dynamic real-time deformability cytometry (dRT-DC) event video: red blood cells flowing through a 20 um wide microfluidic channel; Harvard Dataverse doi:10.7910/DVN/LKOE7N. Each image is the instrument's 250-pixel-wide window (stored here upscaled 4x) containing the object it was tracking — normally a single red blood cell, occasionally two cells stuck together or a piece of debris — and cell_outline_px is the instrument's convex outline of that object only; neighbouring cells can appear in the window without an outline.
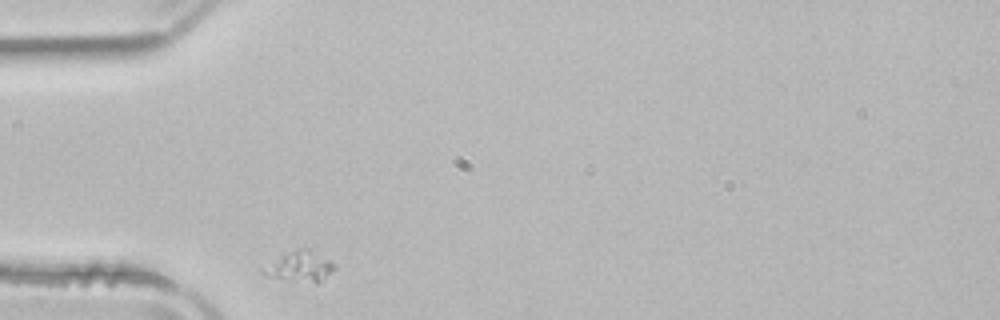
{"species": "common noctule bat (a hibernating species)", "species_latin": "Nyctalus noctula", "temperature_condition": "room temperature", "stored_images_in_passage": 30, "camera_frame_rate_fps": 3000, "um_per_image_px": 0.085, "animal": {"sex": "male", "body_mass_g": 21.5, "forearm_length_mm": 52.0}, "frame": {"image": 1, "passage_image": 1, "time_ms": 0.0, "image_size_px": [1000, 320], "cell_outline_px": [[336, 268], [316, 284], [268, 276], [260, 272], [260, 268], [288, 252], [296, 248], [308, 248], [336, 264]], "centroid_in_image_um": [25.49, 22.65], "position_along_channel_um": 59.5, "area_um2": 12.48}}
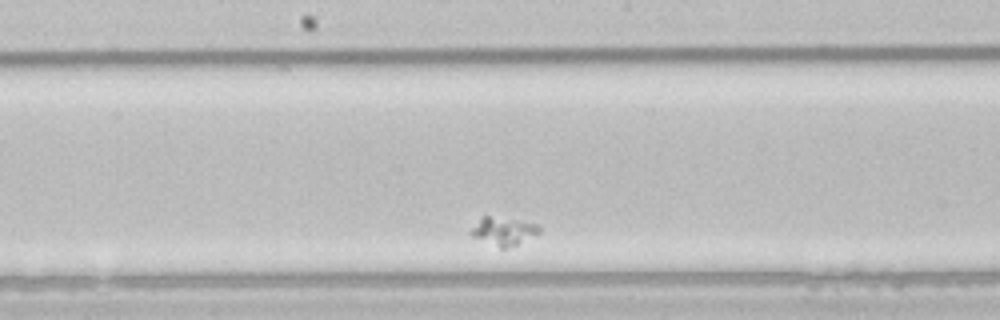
{"frame": {"image": 2, "passage_image": 15, "time_ms": 4.667, "image_size_px": [1000, 320], "cell_outline_px": [[540, 232], [516, 244], [504, 248], [500, 248], [472, 236], [468, 232], [480, 216], [488, 216], [536, 224], [540, 228]], "centroid_in_image_um": [42.72, 19.64], "position_along_channel_um": 205.5, "area_um2": 10.75}}
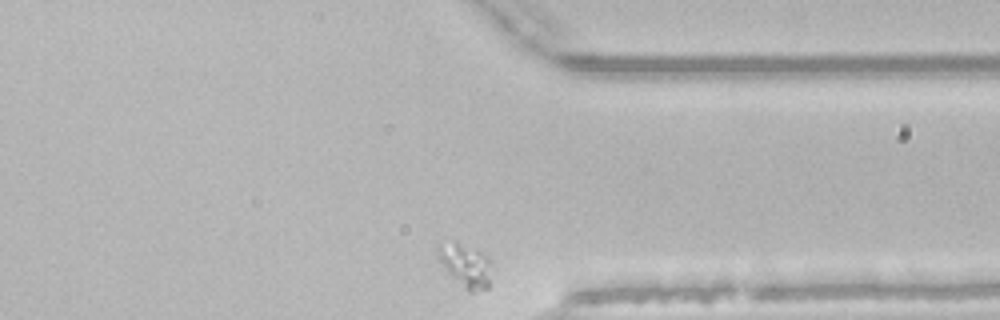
{"frame": {"image": 3, "passage_image": 30, "time_ms": 9.667, "image_size_px": [1000, 320], "cell_outline_px": [[488, 288], [472, 292], [468, 292], [448, 272], [436, 256], [436, 248], [452, 240], [456, 240], [488, 256]], "centroid_in_image_um": [39.51, 22.53], "position_along_channel_um": 371.9, "area_um2": 13.12}}